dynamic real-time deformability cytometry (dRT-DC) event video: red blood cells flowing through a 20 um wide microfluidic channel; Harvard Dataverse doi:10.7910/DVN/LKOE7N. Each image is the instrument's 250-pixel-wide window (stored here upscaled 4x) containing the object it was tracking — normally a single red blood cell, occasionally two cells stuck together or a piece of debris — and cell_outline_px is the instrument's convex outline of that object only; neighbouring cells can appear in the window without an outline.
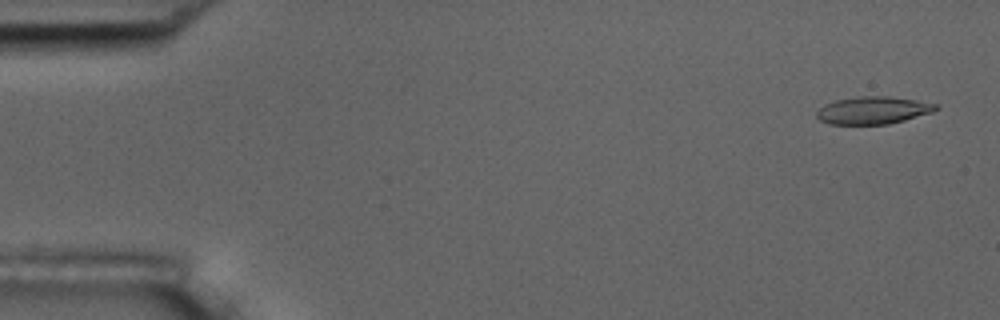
{"species": "common noctule bat (a hibernating species)", "species_latin": "Nyctalus noctula", "temperature_condition": "room temperature", "stored_images_in_passage": 5, "camera_frame_rate_fps": 3000, "um_per_image_px": 0.085, "animal": {"sex": "male", "body_mass_g": 17.5, "forearm_length_mm": 52.3}, "frame": {"image": 1, "passage_image": 1, "time_ms": 0.0, "image_size_px": [1000, 320], "cell_outline_px": [[940, 108], [932, 112], [904, 120], [888, 124], [828, 124], [820, 120], [816, 116], [816, 112], [824, 104], [836, 100], [860, 96], [888, 96], [916, 100], [940, 104]], "centroid_in_image_um": [74.23, 9.37], "position_along_channel_um": 10.8, "area_um2": 19.13}}